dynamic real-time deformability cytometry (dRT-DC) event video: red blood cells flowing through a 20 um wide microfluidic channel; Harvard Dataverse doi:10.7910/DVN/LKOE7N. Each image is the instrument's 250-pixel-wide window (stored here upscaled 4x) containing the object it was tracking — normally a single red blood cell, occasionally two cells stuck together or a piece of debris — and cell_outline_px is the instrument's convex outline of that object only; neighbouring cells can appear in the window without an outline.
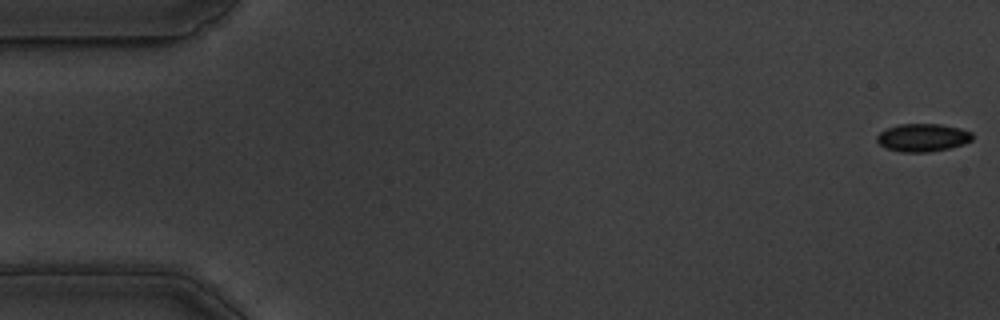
{"species": "common noctule bat (a hibernating species)", "species_latin": "Nyctalus noctula", "temperature_condition": "warm", "stored_images_in_passage": 57, "camera_frame_rate_fps": 3000, "um_per_image_px": 0.085, "animal": {"sex": "male", "body_mass_g": 19.5, "forearm_length_mm": 54.6}, "frame": {"image": 1, "passage_image": 1, "time_ms": 0.0, "image_size_px": [1000, 320], "cell_outline_px": [[972, 140], [964, 144], [948, 148], [928, 152], [900, 152], [884, 148], [876, 140], [876, 136], [880, 132], [888, 128], [900, 124], [940, 124], [960, 128], [972, 132]], "centroid_in_image_um": [78.42, 11.7], "position_along_channel_um": 6.6, "area_um2": 15.55}}
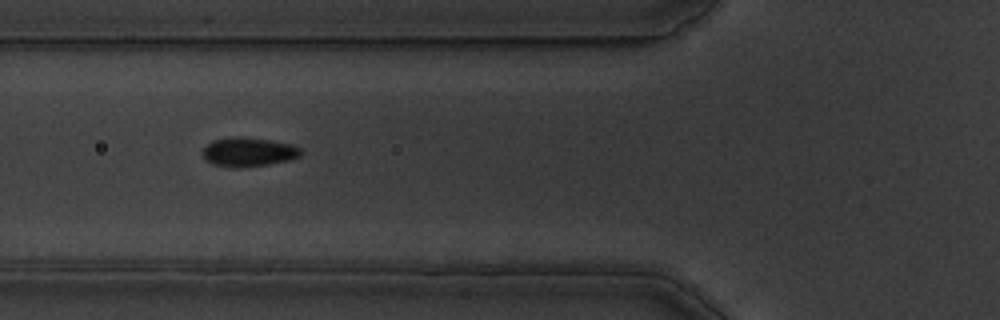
{"frame": {"image": 2, "passage_image": 21, "time_ms": 6.667, "image_size_px": [1000, 320], "cell_outline_px": [[304, 152], [300, 156], [288, 160], [268, 164], [240, 168], [232, 168], [212, 164], [200, 152], [212, 140], [236, 136], [244, 136], [292, 144], [300, 148]], "centroid_in_image_um": [21.12, 12.92], "position_along_channel_um": 104.7, "area_um2": 16.76}}
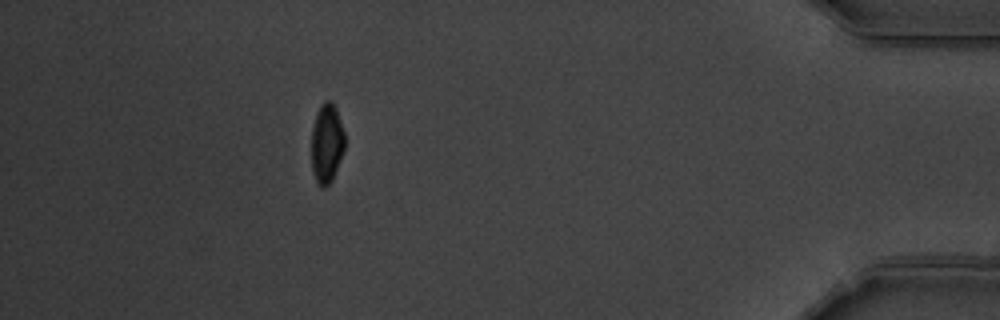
{"frame": {"image": 3, "passage_image": 51, "time_ms": 16.667, "image_size_px": [1000, 320], "cell_outline_px": [[344, 148], [332, 180], [324, 188], [316, 180], [312, 172], [312, 128], [316, 112], [320, 104], [324, 100], [332, 100], [336, 108], [344, 132]], "centroid_in_image_um": [27.76, 12.12], "position_along_channel_um": 407.4, "area_um2": 15.32}, "authors_computed_cell_mechanics": {"area_um2": 15.9528, "velocity_mm_per_s": 3.5688, "shape_relaxation_time_tau1_ms": 2.5522, "shape_relaxation_time_tau2_ms": null, "deformation_change_tau1": 0.1121, "deformation_change_tau2": null}}